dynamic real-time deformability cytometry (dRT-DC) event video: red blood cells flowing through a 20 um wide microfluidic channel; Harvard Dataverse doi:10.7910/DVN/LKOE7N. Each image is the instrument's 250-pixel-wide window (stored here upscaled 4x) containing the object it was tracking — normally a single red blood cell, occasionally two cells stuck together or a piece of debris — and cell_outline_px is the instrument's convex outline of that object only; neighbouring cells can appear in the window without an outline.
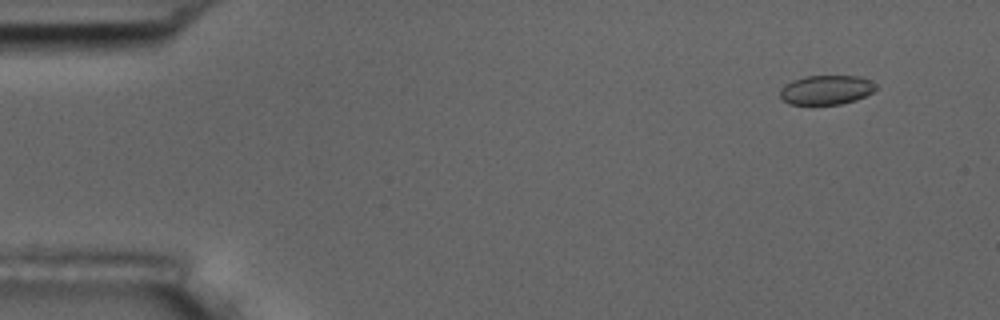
{"species": "common noctule bat (a hibernating species)", "species_latin": "Nyctalus noctula", "temperature_condition": "room temperature", "stored_images_in_passage": 56, "camera_frame_rate_fps": 3000, "um_per_image_px": 0.085, "animal": {"sex": "male", "body_mass_g": 17.5, "forearm_length_mm": 52.3}, "frame": {"image": 1, "passage_image": 5, "time_ms": 1.333, "image_size_px": [1000, 320], "cell_outline_px": [[876, 88], [872, 92], [856, 100], [840, 104], [788, 104], [780, 100], [780, 88], [784, 84], [792, 80], [804, 76], [860, 76], [876, 84]], "centroid_in_image_um": [70.17, 7.64], "position_along_channel_um": 14.8, "area_um2": 16.47}}
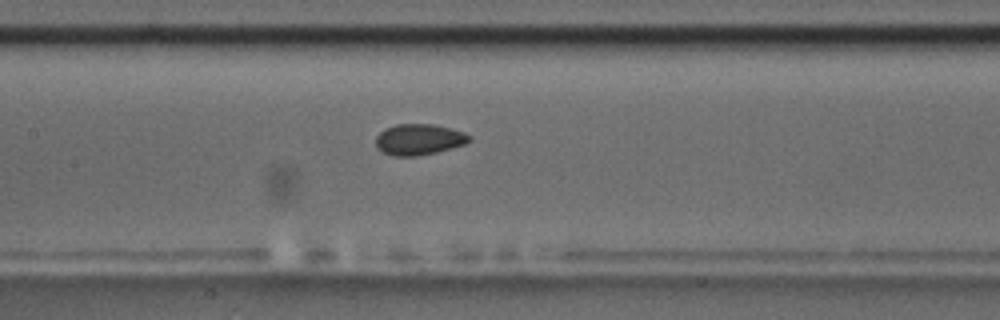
{"frame": {"image": 2, "passage_image": 27, "time_ms": 8.667, "image_size_px": [1000, 320], "cell_outline_px": [[472, 140], [464, 144], [436, 152], [416, 156], [396, 156], [384, 152], [376, 148], [376, 136], [384, 128], [396, 124], [432, 124], [464, 132], [472, 136]], "centroid_in_image_um": [35.6, 11.85], "position_along_channel_um": 171.8, "area_um2": 16.82}}
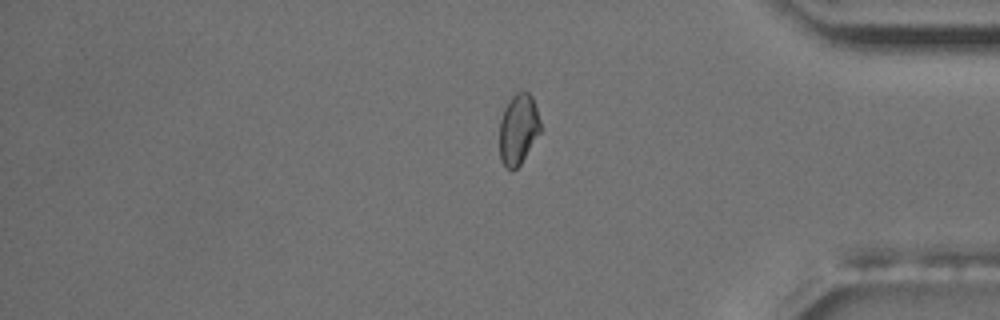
{"frame": {"image": 3, "passage_image": 47, "time_ms": 15.333, "image_size_px": [1000, 320], "cell_outline_px": [[540, 132], [520, 164], [512, 172], [500, 160], [500, 120], [504, 108], [508, 100], [516, 92], [528, 92], [532, 96], [540, 120]], "centroid_in_image_um": [44.04, 10.97], "position_along_channel_um": 391.2, "area_um2": 16.7}, "authors_computed_cell_mechanics": {"area_um2": 16.8776, "velocity_mm_per_s": 3.6198, "shape_relaxation_time_tau1_ms": null, "shape_relaxation_time_tau2_ms": 1.64, "deformation_change_tau1": null, "deformation_change_tau2": 0.0566}}